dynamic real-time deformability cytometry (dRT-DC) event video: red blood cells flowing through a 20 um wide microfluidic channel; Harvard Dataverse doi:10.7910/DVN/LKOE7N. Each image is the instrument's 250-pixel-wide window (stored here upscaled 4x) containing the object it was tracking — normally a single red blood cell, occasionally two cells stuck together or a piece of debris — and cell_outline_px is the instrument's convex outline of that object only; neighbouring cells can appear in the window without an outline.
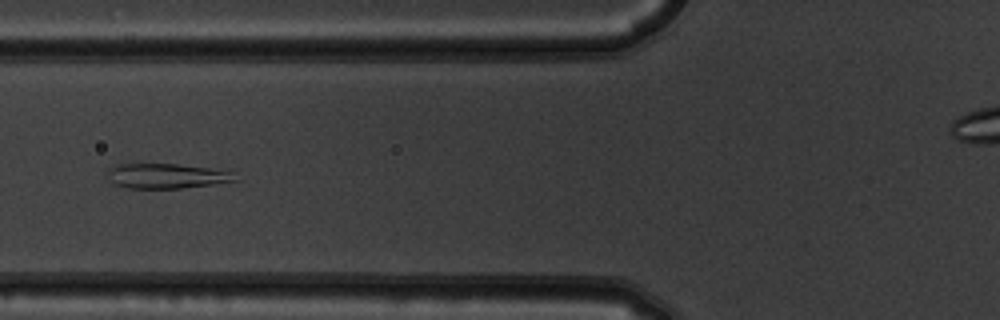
{"species": "common noctule bat (a hibernating species)", "species_latin": "Nyctalus noctula", "temperature_condition": "warm", "stored_images_in_passage": 7, "camera_frame_rate_fps": 3000, "um_per_image_px": 0.085, "animal": {"sex": "male", "body_mass_g": 19.5, "forearm_length_mm": 54.6}, "frame": {"image": 1, "passage_image": 4, "time_ms": 1.0, "image_size_px": [1000, 320], "cell_outline_px": [[240, 180], [212, 184], [180, 188], [128, 188], [112, 184], [108, 172], [108, 168], [116, 164], [176, 164], [208, 168], [236, 172]], "centroid_in_image_um": [14.19, 14.96], "position_along_channel_um": 111.6, "area_um2": 18.55}}
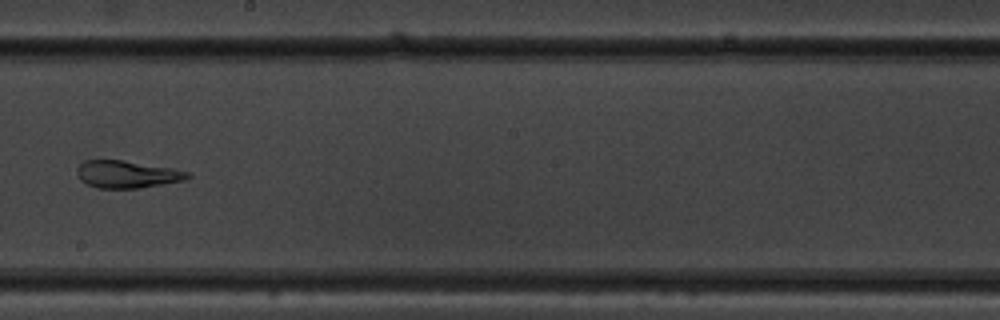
{"frame": {"image": 2, "passage_image": 7, "time_ms": 2.0, "image_size_px": [1000, 320], "cell_outline_px": [[192, 176], [184, 180], [140, 188], [96, 188], [80, 180], [76, 172], [76, 168], [84, 160], [120, 160], [172, 168], [192, 172]], "centroid_in_image_um": [10.8, 14.81], "position_along_channel_um": 237.4, "area_um2": 17.63}}